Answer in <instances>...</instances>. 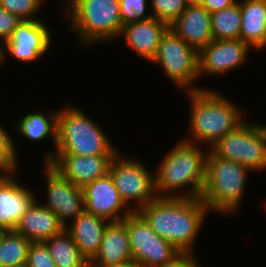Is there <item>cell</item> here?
<instances>
[{"label":"cell","mask_w":266,"mask_h":267,"mask_svg":"<svg viewBox=\"0 0 266 267\" xmlns=\"http://www.w3.org/2000/svg\"><path fill=\"white\" fill-rule=\"evenodd\" d=\"M138 213L157 235L181 253L195 252L199 233L209 215L201 198L180 197H158Z\"/></svg>","instance_id":"obj_1"},{"label":"cell","mask_w":266,"mask_h":267,"mask_svg":"<svg viewBox=\"0 0 266 267\" xmlns=\"http://www.w3.org/2000/svg\"><path fill=\"white\" fill-rule=\"evenodd\" d=\"M209 150L199 144L177 141L161 158L154 172L158 197L200 198Z\"/></svg>","instance_id":"obj_2"},{"label":"cell","mask_w":266,"mask_h":267,"mask_svg":"<svg viewBox=\"0 0 266 267\" xmlns=\"http://www.w3.org/2000/svg\"><path fill=\"white\" fill-rule=\"evenodd\" d=\"M189 102L187 143L211 148L220 138L245 120V109L239 108L218 90L204 88L186 92Z\"/></svg>","instance_id":"obj_3"},{"label":"cell","mask_w":266,"mask_h":267,"mask_svg":"<svg viewBox=\"0 0 266 267\" xmlns=\"http://www.w3.org/2000/svg\"><path fill=\"white\" fill-rule=\"evenodd\" d=\"M94 119L84 110L67 104L58 111L56 150L44 153V163H49L54 154L78 156L116 155L120 150Z\"/></svg>","instance_id":"obj_4"},{"label":"cell","mask_w":266,"mask_h":267,"mask_svg":"<svg viewBox=\"0 0 266 267\" xmlns=\"http://www.w3.org/2000/svg\"><path fill=\"white\" fill-rule=\"evenodd\" d=\"M63 9L68 32L83 48L119 38L123 28L119 0H72Z\"/></svg>","instance_id":"obj_5"},{"label":"cell","mask_w":266,"mask_h":267,"mask_svg":"<svg viewBox=\"0 0 266 267\" xmlns=\"http://www.w3.org/2000/svg\"><path fill=\"white\" fill-rule=\"evenodd\" d=\"M251 172L247 166L222 159L209 150L206 180L200 196L208 211L227 216L239 212Z\"/></svg>","instance_id":"obj_6"},{"label":"cell","mask_w":266,"mask_h":267,"mask_svg":"<svg viewBox=\"0 0 266 267\" xmlns=\"http://www.w3.org/2000/svg\"><path fill=\"white\" fill-rule=\"evenodd\" d=\"M245 119L220 138L210 150L218 157L247 166L252 173L266 170V130L260 122Z\"/></svg>","instance_id":"obj_7"},{"label":"cell","mask_w":266,"mask_h":267,"mask_svg":"<svg viewBox=\"0 0 266 267\" xmlns=\"http://www.w3.org/2000/svg\"><path fill=\"white\" fill-rule=\"evenodd\" d=\"M120 151L111 161L109 174L126 206L132 212H138L158 198L155 174L146 167L143 160L134 156L127 157Z\"/></svg>","instance_id":"obj_8"},{"label":"cell","mask_w":266,"mask_h":267,"mask_svg":"<svg viewBox=\"0 0 266 267\" xmlns=\"http://www.w3.org/2000/svg\"><path fill=\"white\" fill-rule=\"evenodd\" d=\"M152 64L162 67L166 77L183 92L204 89L197 85L198 51L177 36L170 28L162 36Z\"/></svg>","instance_id":"obj_9"},{"label":"cell","mask_w":266,"mask_h":267,"mask_svg":"<svg viewBox=\"0 0 266 267\" xmlns=\"http://www.w3.org/2000/svg\"><path fill=\"white\" fill-rule=\"evenodd\" d=\"M126 227L132 260L138 267H163L181 253L157 235L138 212L126 216Z\"/></svg>","instance_id":"obj_10"},{"label":"cell","mask_w":266,"mask_h":267,"mask_svg":"<svg viewBox=\"0 0 266 267\" xmlns=\"http://www.w3.org/2000/svg\"><path fill=\"white\" fill-rule=\"evenodd\" d=\"M52 33L42 19L21 21L3 44L4 62L8 56L24 64L39 61L51 48Z\"/></svg>","instance_id":"obj_11"},{"label":"cell","mask_w":266,"mask_h":267,"mask_svg":"<svg viewBox=\"0 0 266 267\" xmlns=\"http://www.w3.org/2000/svg\"><path fill=\"white\" fill-rule=\"evenodd\" d=\"M251 48L241 39L212 40L198 51V74L223 76L249 61Z\"/></svg>","instance_id":"obj_12"},{"label":"cell","mask_w":266,"mask_h":267,"mask_svg":"<svg viewBox=\"0 0 266 267\" xmlns=\"http://www.w3.org/2000/svg\"><path fill=\"white\" fill-rule=\"evenodd\" d=\"M43 165L47 194V203L43 205L54 212L66 227L85 210L83 189L64 178L49 163Z\"/></svg>","instance_id":"obj_13"},{"label":"cell","mask_w":266,"mask_h":267,"mask_svg":"<svg viewBox=\"0 0 266 267\" xmlns=\"http://www.w3.org/2000/svg\"><path fill=\"white\" fill-rule=\"evenodd\" d=\"M85 211L108 222L123 220L132 211L121 199L108 173L83 188Z\"/></svg>","instance_id":"obj_14"},{"label":"cell","mask_w":266,"mask_h":267,"mask_svg":"<svg viewBox=\"0 0 266 267\" xmlns=\"http://www.w3.org/2000/svg\"><path fill=\"white\" fill-rule=\"evenodd\" d=\"M17 172H0V225L6 230H14L37 199L31 188L19 182Z\"/></svg>","instance_id":"obj_15"},{"label":"cell","mask_w":266,"mask_h":267,"mask_svg":"<svg viewBox=\"0 0 266 267\" xmlns=\"http://www.w3.org/2000/svg\"><path fill=\"white\" fill-rule=\"evenodd\" d=\"M114 156L54 154L49 164L71 183L83 188L109 173V167Z\"/></svg>","instance_id":"obj_16"},{"label":"cell","mask_w":266,"mask_h":267,"mask_svg":"<svg viewBox=\"0 0 266 267\" xmlns=\"http://www.w3.org/2000/svg\"><path fill=\"white\" fill-rule=\"evenodd\" d=\"M169 25L153 17L124 25L119 35L126 45L143 60L151 62L155 57L162 36Z\"/></svg>","instance_id":"obj_17"},{"label":"cell","mask_w":266,"mask_h":267,"mask_svg":"<svg viewBox=\"0 0 266 267\" xmlns=\"http://www.w3.org/2000/svg\"><path fill=\"white\" fill-rule=\"evenodd\" d=\"M169 28L197 51L213 40L211 13L201 4L187 6Z\"/></svg>","instance_id":"obj_18"},{"label":"cell","mask_w":266,"mask_h":267,"mask_svg":"<svg viewBox=\"0 0 266 267\" xmlns=\"http://www.w3.org/2000/svg\"><path fill=\"white\" fill-rule=\"evenodd\" d=\"M132 260L126 217L123 220L108 222L100 248L89 266L121 265Z\"/></svg>","instance_id":"obj_19"},{"label":"cell","mask_w":266,"mask_h":267,"mask_svg":"<svg viewBox=\"0 0 266 267\" xmlns=\"http://www.w3.org/2000/svg\"><path fill=\"white\" fill-rule=\"evenodd\" d=\"M38 199L23 214L14 229L31 242H44L65 229L58 216L41 204Z\"/></svg>","instance_id":"obj_20"},{"label":"cell","mask_w":266,"mask_h":267,"mask_svg":"<svg viewBox=\"0 0 266 267\" xmlns=\"http://www.w3.org/2000/svg\"><path fill=\"white\" fill-rule=\"evenodd\" d=\"M107 224V220L84 210L65 227V230L81 254L90 262L98 253Z\"/></svg>","instance_id":"obj_21"},{"label":"cell","mask_w":266,"mask_h":267,"mask_svg":"<svg viewBox=\"0 0 266 267\" xmlns=\"http://www.w3.org/2000/svg\"><path fill=\"white\" fill-rule=\"evenodd\" d=\"M240 39L256 52L266 48V0H240Z\"/></svg>","instance_id":"obj_22"},{"label":"cell","mask_w":266,"mask_h":267,"mask_svg":"<svg viewBox=\"0 0 266 267\" xmlns=\"http://www.w3.org/2000/svg\"><path fill=\"white\" fill-rule=\"evenodd\" d=\"M58 111L59 109L44 111L29 112L22 114L14 123L15 130L19 132L22 138L28 141L38 142L45 141L48 137L53 138V147L56 150L57 145V128H58ZM47 114V115H46Z\"/></svg>","instance_id":"obj_23"},{"label":"cell","mask_w":266,"mask_h":267,"mask_svg":"<svg viewBox=\"0 0 266 267\" xmlns=\"http://www.w3.org/2000/svg\"><path fill=\"white\" fill-rule=\"evenodd\" d=\"M44 242L56 267H89V261L81 254L65 229Z\"/></svg>","instance_id":"obj_24"},{"label":"cell","mask_w":266,"mask_h":267,"mask_svg":"<svg viewBox=\"0 0 266 267\" xmlns=\"http://www.w3.org/2000/svg\"><path fill=\"white\" fill-rule=\"evenodd\" d=\"M240 0L232 6L211 13L213 40L240 39Z\"/></svg>","instance_id":"obj_25"},{"label":"cell","mask_w":266,"mask_h":267,"mask_svg":"<svg viewBox=\"0 0 266 267\" xmlns=\"http://www.w3.org/2000/svg\"><path fill=\"white\" fill-rule=\"evenodd\" d=\"M31 241L15 230H7L0 240V267L26 264Z\"/></svg>","instance_id":"obj_26"},{"label":"cell","mask_w":266,"mask_h":267,"mask_svg":"<svg viewBox=\"0 0 266 267\" xmlns=\"http://www.w3.org/2000/svg\"><path fill=\"white\" fill-rule=\"evenodd\" d=\"M14 138L0 125V172L19 170V157Z\"/></svg>","instance_id":"obj_27"},{"label":"cell","mask_w":266,"mask_h":267,"mask_svg":"<svg viewBox=\"0 0 266 267\" xmlns=\"http://www.w3.org/2000/svg\"><path fill=\"white\" fill-rule=\"evenodd\" d=\"M149 4L151 16L168 25L172 24L187 7L183 0H149Z\"/></svg>","instance_id":"obj_28"},{"label":"cell","mask_w":266,"mask_h":267,"mask_svg":"<svg viewBox=\"0 0 266 267\" xmlns=\"http://www.w3.org/2000/svg\"><path fill=\"white\" fill-rule=\"evenodd\" d=\"M45 0H0V6L23 20L41 19L37 13ZM37 15V16H36Z\"/></svg>","instance_id":"obj_29"},{"label":"cell","mask_w":266,"mask_h":267,"mask_svg":"<svg viewBox=\"0 0 266 267\" xmlns=\"http://www.w3.org/2000/svg\"><path fill=\"white\" fill-rule=\"evenodd\" d=\"M123 26L132 22L147 20L151 13L147 11L149 0H119ZM147 11V13H146Z\"/></svg>","instance_id":"obj_30"},{"label":"cell","mask_w":266,"mask_h":267,"mask_svg":"<svg viewBox=\"0 0 266 267\" xmlns=\"http://www.w3.org/2000/svg\"><path fill=\"white\" fill-rule=\"evenodd\" d=\"M26 266L56 267V264L45 242H31L28 249Z\"/></svg>","instance_id":"obj_31"},{"label":"cell","mask_w":266,"mask_h":267,"mask_svg":"<svg viewBox=\"0 0 266 267\" xmlns=\"http://www.w3.org/2000/svg\"><path fill=\"white\" fill-rule=\"evenodd\" d=\"M22 20L0 6V41L4 44Z\"/></svg>","instance_id":"obj_32"},{"label":"cell","mask_w":266,"mask_h":267,"mask_svg":"<svg viewBox=\"0 0 266 267\" xmlns=\"http://www.w3.org/2000/svg\"><path fill=\"white\" fill-rule=\"evenodd\" d=\"M163 267H200L195 253H180Z\"/></svg>","instance_id":"obj_33"},{"label":"cell","mask_w":266,"mask_h":267,"mask_svg":"<svg viewBox=\"0 0 266 267\" xmlns=\"http://www.w3.org/2000/svg\"><path fill=\"white\" fill-rule=\"evenodd\" d=\"M238 0H201L200 4L210 13L228 8L235 4Z\"/></svg>","instance_id":"obj_34"},{"label":"cell","mask_w":266,"mask_h":267,"mask_svg":"<svg viewBox=\"0 0 266 267\" xmlns=\"http://www.w3.org/2000/svg\"><path fill=\"white\" fill-rule=\"evenodd\" d=\"M89 267H138L133 261H129L127 263L121 265H113V266H89Z\"/></svg>","instance_id":"obj_35"},{"label":"cell","mask_w":266,"mask_h":267,"mask_svg":"<svg viewBox=\"0 0 266 267\" xmlns=\"http://www.w3.org/2000/svg\"><path fill=\"white\" fill-rule=\"evenodd\" d=\"M3 43L0 41V66H4V53H3Z\"/></svg>","instance_id":"obj_36"},{"label":"cell","mask_w":266,"mask_h":267,"mask_svg":"<svg viewBox=\"0 0 266 267\" xmlns=\"http://www.w3.org/2000/svg\"><path fill=\"white\" fill-rule=\"evenodd\" d=\"M187 6L189 5H199L201 0H183Z\"/></svg>","instance_id":"obj_37"},{"label":"cell","mask_w":266,"mask_h":267,"mask_svg":"<svg viewBox=\"0 0 266 267\" xmlns=\"http://www.w3.org/2000/svg\"><path fill=\"white\" fill-rule=\"evenodd\" d=\"M6 231L7 230L3 226L0 225V240H1L2 236L5 234Z\"/></svg>","instance_id":"obj_38"},{"label":"cell","mask_w":266,"mask_h":267,"mask_svg":"<svg viewBox=\"0 0 266 267\" xmlns=\"http://www.w3.org/2000/svg\"><path fill=\"white\" fill-rule=\"evenodd\" d=\"M8 267H27L26 264L18 265V266H8Z\"/></svg>","instance_id":"obj_39"},{"label":"cell","mask_w":266,"mask_h":267,"mask_svg":"<svg viewBox=\"0 0 266 267\" xmlns=\"http://www.w3.org/2000/svg\"><path fill=\"white\" fill-rule=\"evenodd\" d=\"M64 1V0H63ZM72 0H65L63 3H65V5H67L68 3H70Z\"/></svg>","instance_id":"obj_40"},{"label":"cell","mask_w":266,"mask_h":267,"mask_svg":"<svg viewBox=\"0 0 266 267\" xmlns=\"http://www.w3.org/2000/svg\"><path fill=\"white\" fill-rule=\"evenodd\" d=\"M263 204H264L263 206H264V208H265V210H266V201H265ZM265 212H266V211H265Z\"/></svg>","instance_id":"obj_41"}]
</instances>
